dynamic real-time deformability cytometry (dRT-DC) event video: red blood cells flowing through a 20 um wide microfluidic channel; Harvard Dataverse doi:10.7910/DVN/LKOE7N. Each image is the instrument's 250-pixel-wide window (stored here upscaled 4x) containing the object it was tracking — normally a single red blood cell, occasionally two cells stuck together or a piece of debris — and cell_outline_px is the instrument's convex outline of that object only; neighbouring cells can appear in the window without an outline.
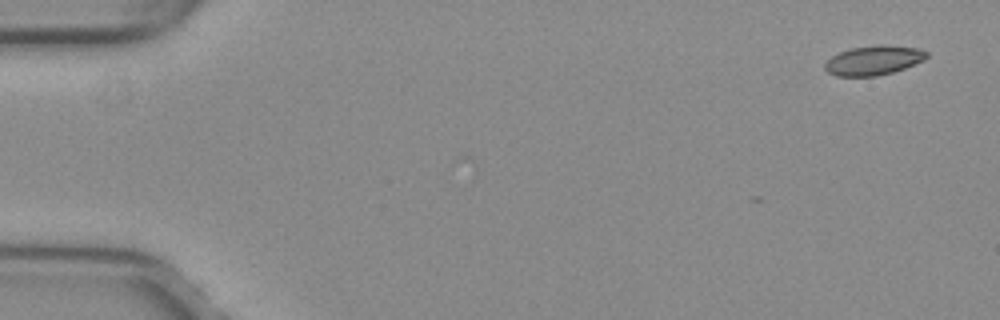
{"species": "common noctule bat (a hibernating species)", "species_latin": "Nyctalus noctula", "temperature_condition": "warm", "stored_images_in_passage": 3, "camera_frame_rate_fps": 3000, "um_per_image_px": 0.085, "animal": {"sex": "female", "body_mass_g": 29.2, "forearm_length_mm": 56.3}, "frame": {"image": 1, "passage_image": 1, "time_ms": 0.0, "image_size_px": [1000, 320], "cell_outline_px": [[928, 56], [924, 60], [904, 68], [892, 72], [876, 76], [836, 76], [828, 72], [824, 68], [824, 64], [832, 56], [840, 52], [852, 48], [880, 44], [884, 44], [920, 48], [928, 52]], "centroid_in_image_um": [74.28, 5.12], "position_along_channel_um": 10.7, "area_um2": 17.46}}